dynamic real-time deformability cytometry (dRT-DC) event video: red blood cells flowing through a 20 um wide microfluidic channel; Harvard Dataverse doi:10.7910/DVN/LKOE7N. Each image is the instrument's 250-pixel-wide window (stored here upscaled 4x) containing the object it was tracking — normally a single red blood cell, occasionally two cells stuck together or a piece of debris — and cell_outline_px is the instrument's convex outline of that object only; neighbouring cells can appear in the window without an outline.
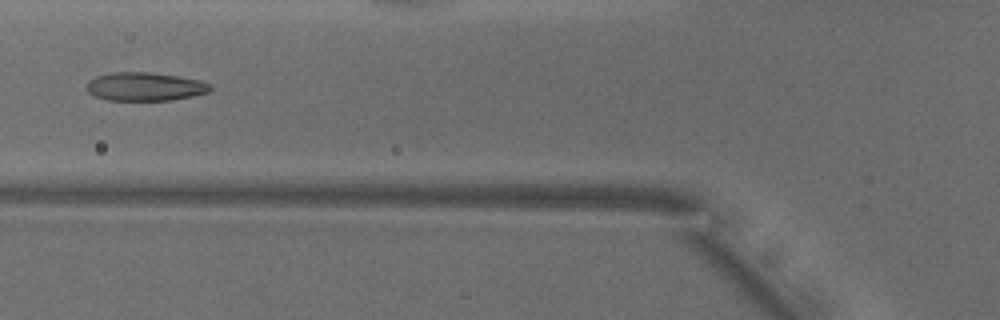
{"species": "common noctule bat (a hibernating species)", "species_latin": "Nyctalus noctula", "temperature_condition": "warm", "stored_images_in_passage": 50, "camera_frame_rate_fps": 3000, "um_per_image_px": 0.085, "animal": {"sex": "male", "body_mass_g": 18.8}, "frame": {"image": 1, "passage_image": 18, "time_ms": 5.667, "image_size_px": [1000, 320], "cell_outline_px": [[212, 88], [208, 92], [192, 96], [172, 100], [108, 100], [96, 96], [88, 92], [84, 88], [88, 80], [96, 76], [112, 72], [148, 72], [176, 76], [200, 80], [212, 84]], "centroid_in_image_um": [12.3, 7.36], "position_along_channel_um": 113.5, "area_um2": 20.58}}
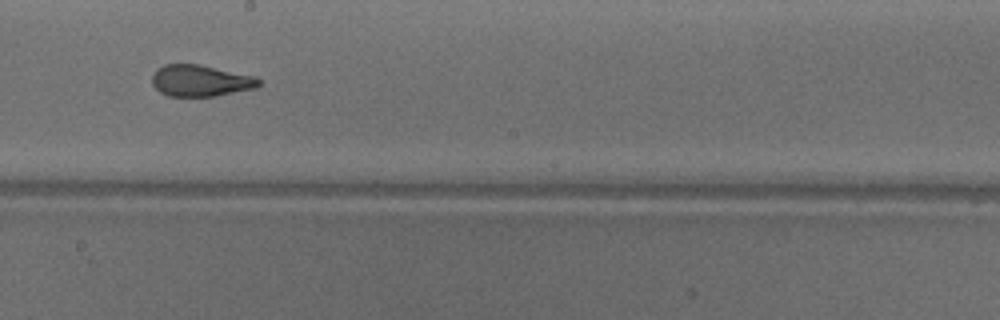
{"frame": {"image": 2, "passage_image": 27, "time_ms": 8.667, "image_size_px": [1000, 320], "cell_outline_px": [[260, 84], [252, 88], [216, 96], [168, 96], [160, 92], [152, 84], [152, 72], [156, 68], [164, 64], [200, 64], [256, 76], [260, 80]], "centroid_in_image_um": [17.0, 6.84], "position_along_channel_um": 231.2, "area_um2": 19.65}}
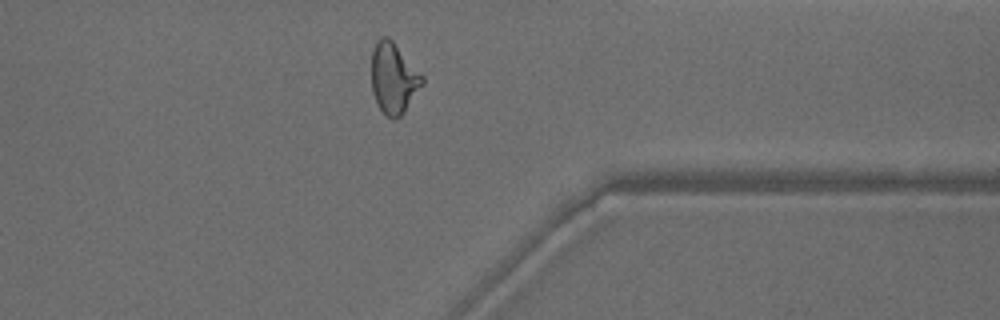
{"frame": {"image": 3, "passage_image": 39, "time_ms": 12.667, "image_size_px": [1000, 320], "cell_outline_px": [[424, 84], [404, 112], [396, 120], [392, 120], [384, 116], [372, 92], [372, 52], [376, 40], [380, 36], [388, 36], [392, 40], [424, 76]], "centroid_in_image_um": [33.46, 6.66], "position_along_channel_um": 377.9, "area_um2": 21.15}, "authors_computed_cell_mechanics": {"area_um2": 21.1259, "velocity_mm_per_s": 3.9126, "shape_relaxation_time_tau1_ms": 7.1147, "shape_relaxation_time_tau2_ms": 1.5585, "deformation_change_tau1": 0.2185, "deformation_change_tau2": 0.0943}}